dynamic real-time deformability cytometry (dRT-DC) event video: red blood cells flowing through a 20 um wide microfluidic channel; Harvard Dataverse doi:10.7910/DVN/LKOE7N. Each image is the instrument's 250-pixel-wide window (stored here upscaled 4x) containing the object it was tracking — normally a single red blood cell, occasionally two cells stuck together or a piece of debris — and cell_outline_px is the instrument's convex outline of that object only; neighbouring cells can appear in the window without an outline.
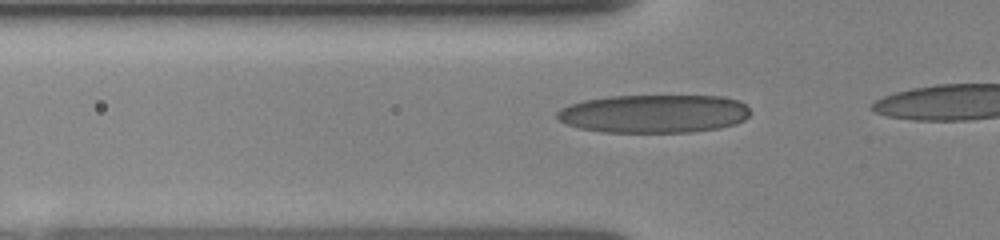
{"species": "human", "species_latin": "Homo sapiens", "temperature_condition": "room temperature", "stored_images_in_passage": 17, "camera_frame_rate_fps": 3000, "um_per_image_px": 0.085, "donor": {"sex": "female"}, "frame": {"image": 1, "passage_image": 10, "time_ms": 3.333, "image_size_px": [1000, 240], "cell_outline_px": [[748, 116], [744, 120], [736, 124], [720, 128], [692, 132], [600, 132], [580, 128], [564, 124], [556, 116], [556, 112], [560, 108], [584, 100], [608, 96], [724, 96], [740, 100], [748, 108]], "centroid_in_image_um": [55.58, 9.66], "position_along_channel_um": 70.2, "area_um2": 43.35}}
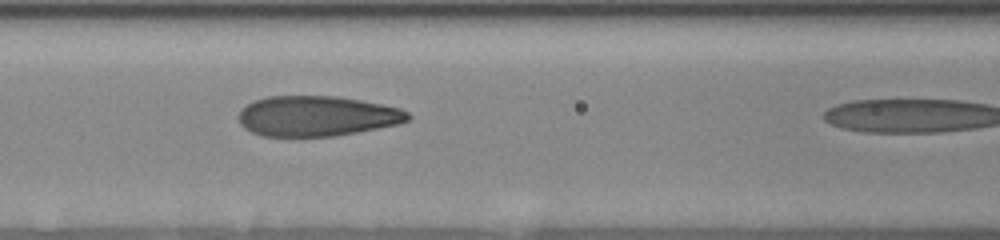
{"frame": {"image": 2, "passage_image": 15, "time_ms": 5.0, "image_size_px": [1000, 240], "cell_outline_px": [[412, 116], [408, 120], [396, 124], [356, 132], [332, 136], [260, 136], [244, 128], [240, 124], [236, 116], [248, 104], [256, 100], [268, 96], [336, 96], [384, 104], [400, 108], [408, 112]], "centroid_in_image_um": [26.92, 9.86], "position_along_channel_um": 139.7, "area_um2": 39.65}}